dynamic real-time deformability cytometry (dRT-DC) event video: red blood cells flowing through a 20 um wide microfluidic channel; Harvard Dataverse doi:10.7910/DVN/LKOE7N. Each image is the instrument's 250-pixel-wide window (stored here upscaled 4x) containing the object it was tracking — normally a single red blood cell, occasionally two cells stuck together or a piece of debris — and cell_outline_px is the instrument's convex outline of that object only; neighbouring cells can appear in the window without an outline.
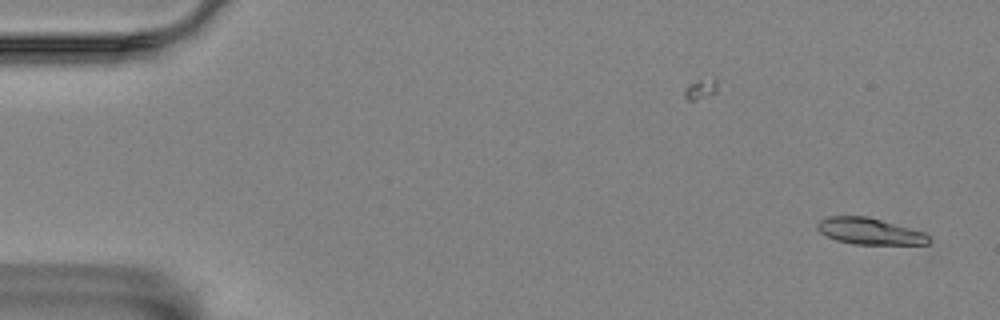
{"species": "Egyptian fruit bat (a non-hibernating species)", "species_latin": "Rousettus aegyptiacus", "temperature_condition": "room temperature", "stored_images_in_passage": 3, "camera_frame_rate_fps": 3000, "um_per_image_px": 0.085, "animal": {"sex": "female"}, "frame": {"image": 1, "passage_image": 3, "time_ms": 0.667, "image_size_px": [1000, 320], "cell_outline_px": [[932, 240], [928, 244], [852, 244], [836, 240], [820, 232], [816, 228], [816, 224], [820, 220], [828, 216], [868, 216], [924, 232]], "centroid_in_image_um": [73.91, 19.65], "position_along_channel_um": 11.1, "area_um2": 17.17}}